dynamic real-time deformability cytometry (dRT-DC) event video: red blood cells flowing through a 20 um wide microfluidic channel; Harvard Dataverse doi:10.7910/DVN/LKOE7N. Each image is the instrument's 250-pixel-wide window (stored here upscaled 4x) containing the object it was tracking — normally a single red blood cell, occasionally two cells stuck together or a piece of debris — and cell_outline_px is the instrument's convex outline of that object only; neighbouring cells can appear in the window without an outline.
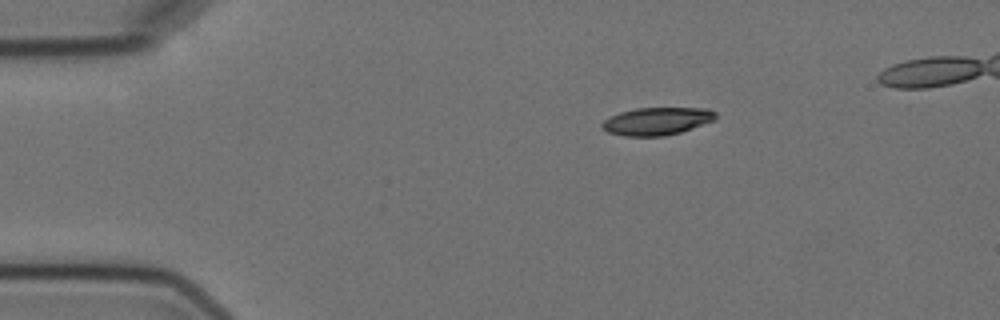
{"species": "Egyptian fruit bat (a non-hibernating species)", "species_latin": "Rousettus aegyptiacus", "temperature_condition": "cold", "stored_images_in_passage": 7, "camera_frame_rate_fps": 3000, "um_per_image_px": 0.085, "animal": {"sex": "female"}, "frame": {"image": 1, "passage_image": 1, "time_ms": 0.0, "image_size_px": [1000, 320], "cell_outline_px": [[716, 120], [680, 132], [664, 136], [624, 136], [608, 132], [600, 124], [604, 120], [620, 112], [636, 108], [708, 108], [716, 112]], "centroid_in_image_um": [55.86, 10.3], "position_along_channel_um": 29.1, "area_um2": 18.26}}
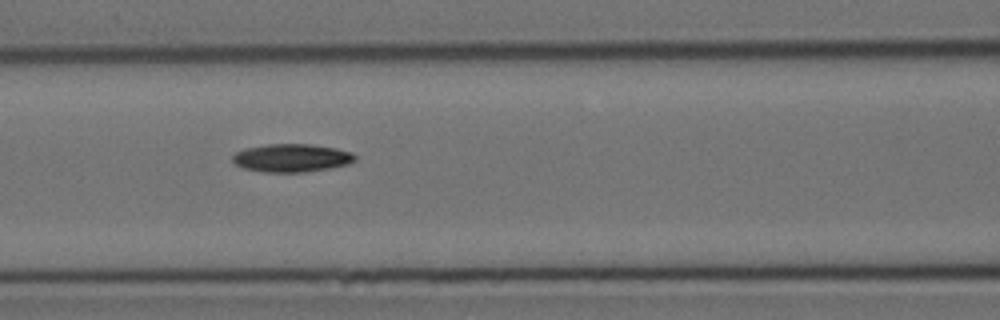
{"frame": {"image": 2, "passage_image": 5, "time_ms": 4.667, "image_size_px": [1000, 320], "cell_outline_px": [[356, 160], [348, 164], [328, 168], [304, 172], [264, 172], [244, 168], [236, 164], [232, 160], [232, 156], [236, 152], [244, 148], [268, 144], [312, 144], [336, 148], [352, 152], [356, 156]], "centroid_in_image_um": [24.79, 13.41], "position_along_channel_um": 141.8, "area_um2": 20.06}}
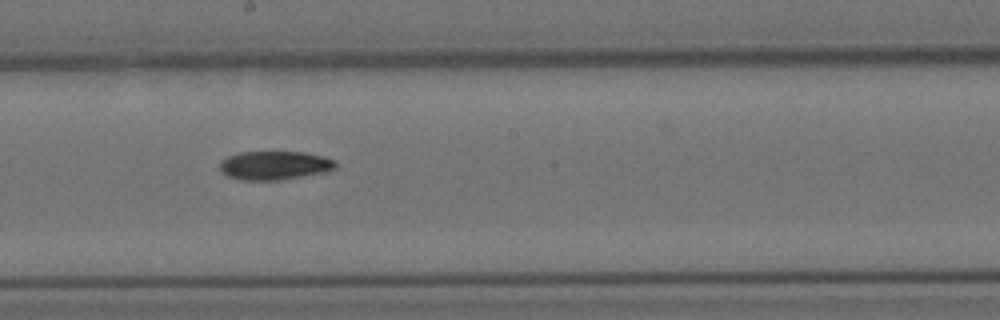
{"frame": {"image": 3, "passage_image": 7, "time_ms": 7.0, "image_size_px": [1000, 320], "cell_outline_px": [[336, 168], [324, 172], [276, 180], [240, 180], [228, 176], [220, 168], [220, 160], [228, 156], [240, 152], [304, 152], [336, 160]], "centroid_in_image_um": [23.32, 14.05], "position_along_channel_um": 224.9, "area_um2": 19.13}}